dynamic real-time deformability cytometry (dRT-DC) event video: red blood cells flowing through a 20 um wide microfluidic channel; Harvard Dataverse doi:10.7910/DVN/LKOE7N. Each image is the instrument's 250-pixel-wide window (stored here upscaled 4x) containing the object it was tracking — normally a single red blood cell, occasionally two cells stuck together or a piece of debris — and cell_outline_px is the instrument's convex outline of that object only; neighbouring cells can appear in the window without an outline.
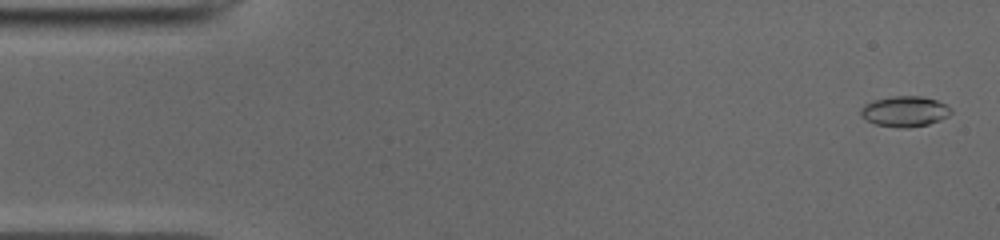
{"species": "common noctule bat (a hibernating species)", "species_latin": "Nyctalus noctula", "temperature_condition": "cold", "stored_images_in_passage": 51, "camera_frame_rate_fps": 3000, "um_per_image_px": 0.085, "animal": {"sex": "male", "body_mass_g": 19.0, "forearm_length_mm": 50.8}, "frame": {"image": 1, "passage_image": 2, "time_ms": 0.333, "image_size_px": [1000, 240], "cell_outline_px": [[952, 112], [948, 116], [940, 120], [928, 124], [908, 128], [900, 128], [876, 124], [860, 116], [860, 112], [864, 104], [872, 100], [892, 96], [924, 96], [936, 100], [952, 108]], "centroid_in_image_um": [76.91, 9.46], "position_along_channel_um": 8.1, "area_um2": 16.13}}
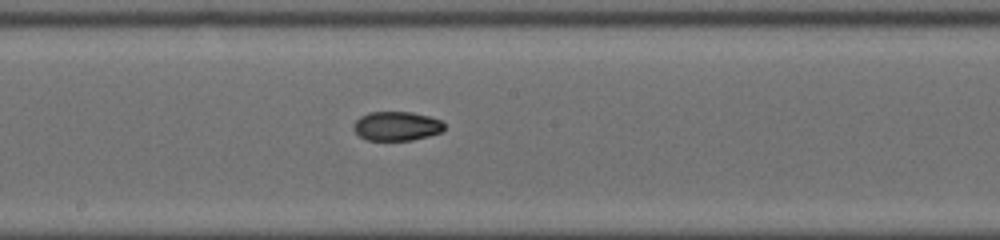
{"frame": {"image": 2, "passage_image": 27, "time_ms": 8.667, "image_size_px": [1000, 240], "cell_outline_px": [[444, 132], [412, 140], [368, 140], [360, 136], [352, 128], [352, 124], [360, 116], [368, 112], [412, 112], [428, 116], [440, 120], [444, 124]], "centroid_in_image_um": [33.71, 10.71], "position_along_channel_um": 214.5, "area_um2": 15.49}}
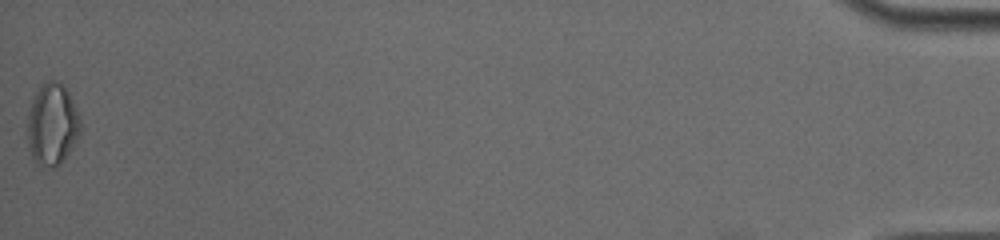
{"frame": {"image": 3, "passage_image": 51, "time_ms": 16.667, "image_size_px": [1000, 240], "cell_outline_px": [[80, 132], [60, 164], [56, 168], [40, 168], [36, 164], [28, 148], [28, 112], [32, 100], [40, 84], [48, 80], [56, 80], [68, 92], [80, 116]], "centroid_in_image_um": [4.41, 10.6], "position_along_channel_um": 430.8, "area_um2": 25.2}, "authors_computed_cell_mechanics": {"area_um2": 15.895, "velocity_mm_per_s": 3.9698, "shape_relaxation_time_tau1_ms": null, "shape_relaxation_time_tau2_ms": 1.8934, "deformation_change_tau1": null, "deformation_change_tau2": 0.0546}}